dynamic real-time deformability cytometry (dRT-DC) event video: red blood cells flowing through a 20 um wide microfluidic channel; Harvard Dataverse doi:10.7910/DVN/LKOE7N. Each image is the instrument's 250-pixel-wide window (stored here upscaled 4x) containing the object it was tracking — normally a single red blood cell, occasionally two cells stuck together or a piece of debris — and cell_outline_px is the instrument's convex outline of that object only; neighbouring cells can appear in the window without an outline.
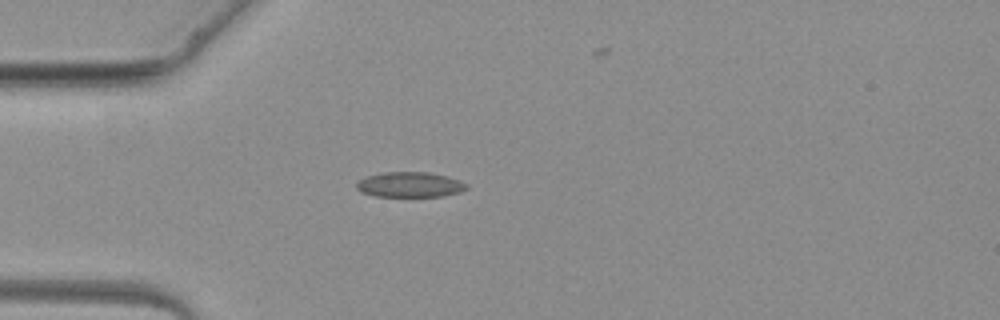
{"species": "common noctule bat (a hibernating species)", "species_latin": "Nyctalus noctula", "temperature_condition": "warm", "stored_images_in_passage": 4, "camera_frame_rate_fps": 3000, "um_per_image_px": 0.085, "animal": {"sex": "female", "body_mass_g": 19.3, "forearm_length_mm": 54.1}, "frame": {"image": 1, "passage_image": 4, "time_ms": 3.667, "image_size_px": [1000, 320], "cell_outline_px": [[468, 188], [460, 192], [444, 196], [376, 196], [360, 192], [356, 188], [356, 184], [360, 180], [368, 176], [384, 172], [428, 172], [448, 176], [460, 180], [468, 184]], "centroid_in_image_um": [34.88, 15.69], "position_along_channel_um": 50.1, "area_um2": 16.18}}